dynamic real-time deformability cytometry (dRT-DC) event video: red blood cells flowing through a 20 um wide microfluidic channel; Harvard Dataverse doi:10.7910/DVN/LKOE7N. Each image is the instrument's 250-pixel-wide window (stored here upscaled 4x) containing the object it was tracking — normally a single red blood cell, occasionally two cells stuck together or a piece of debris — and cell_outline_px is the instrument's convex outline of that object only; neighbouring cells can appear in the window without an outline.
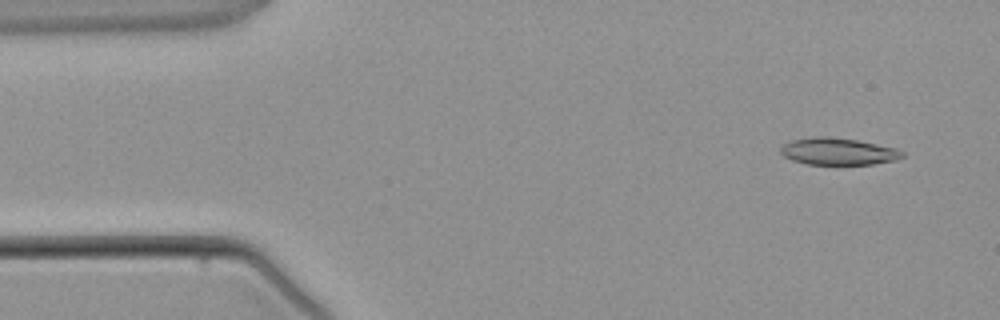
{"species": "common noctule bat (a hibernating species)", "species_latin": "Nyctalus noctula", "temperature_condition": "warm", "stored_images_in_passage": 3, "camera_frame_rate_fps": 3000, "um_per_image_px": 0.085, "animal": {"sex": "male", "body_mass_g": 21.5, "forearm_length_mm": 52.0}, "frame": {"image": 1, "passage_image": 1, "time_ms": 0.0, "image_size_px": [1000, 320], "cell_outline_px": [[904, 156], [896, 160], [872, 164], [808, 164], [792, 160], [784, 156], [780, 152], [780, 148], [788, 140], [812, 136], [828, 136], [856, 140], [896, 148], [904, 152]], "centroid_in_image_um": [71.21, 12.86], "position_along_channel_um": 13.8, "area_um2": 19.19}}